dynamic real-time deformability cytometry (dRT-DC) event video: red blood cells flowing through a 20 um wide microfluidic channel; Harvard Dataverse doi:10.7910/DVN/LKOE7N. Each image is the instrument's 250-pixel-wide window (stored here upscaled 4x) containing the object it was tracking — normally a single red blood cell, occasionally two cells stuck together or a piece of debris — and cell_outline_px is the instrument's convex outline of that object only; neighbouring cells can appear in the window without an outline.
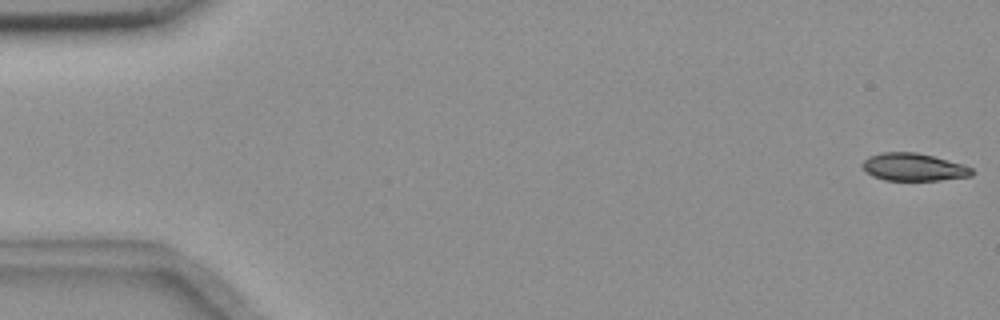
{"species": "common noctule bat (a hibernating species)", "species_latin": "Nyctalus noctula", "temperature_condition": "room temperature", "stored_images_in_passage": 5, "camera_frame_rate_fps": 3000, "um_per_image_px": 0.085, "animal": {"sex": "female", "body_mass_g": 18.4}, "frame": {"image": 1, "passage_image": 1, "time_ms": 0.0, "image_size_px": [1000, 320], "cell_outline_px": [[972, 176], [940, 180], [884, 180], [872, 176], [864, 172], [860, 164], [868, 156], [880, 152], [916, 152], [964, 164], [972, 168]], "centroid_in_image_um": [77.6, 14.2], "position_along_channel_um": 7.4, "area_um2": 17.8}}